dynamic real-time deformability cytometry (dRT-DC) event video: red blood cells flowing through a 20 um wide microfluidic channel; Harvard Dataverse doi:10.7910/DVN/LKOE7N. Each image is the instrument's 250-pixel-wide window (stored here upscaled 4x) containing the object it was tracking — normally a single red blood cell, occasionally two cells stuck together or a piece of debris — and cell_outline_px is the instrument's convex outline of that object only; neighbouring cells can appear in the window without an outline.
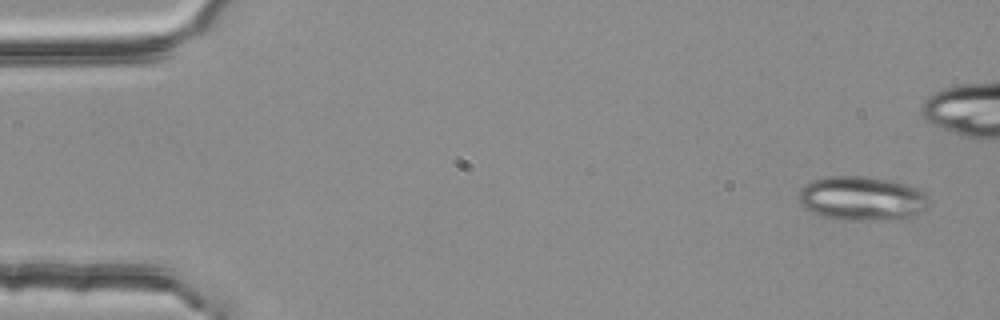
{"species": "common noctule bat (a hibernating species)", "species_latin": "Nyctalus noctula", "temperature_condition": "room temperature", "stored_images_in_passage": 5, "camera_frame_rate_fps": 3000, "um_per_image_px": 0.085, "animal": {"sex": "female", "body_mass_g": 25.1}, "frame": {"image": 1, "passage_image": 1, "time_ms": 0.0, "image_size_px": [1000, 320], "cell_outline_px": [[932, 204], [928, 208], [916, 216], [908, 220], [836, 220], [812, 212], [804, 208], [800, 204], [800, 188], [804, 184], [812, 180], [824, 176], [864, 176], [892, 180], [916, 188], [924, 192], [928, 196]], "centroid_in_image_um": [73.33, 16.89], "position_along_channel_um": 11.7, "area_um2": 34.45}}